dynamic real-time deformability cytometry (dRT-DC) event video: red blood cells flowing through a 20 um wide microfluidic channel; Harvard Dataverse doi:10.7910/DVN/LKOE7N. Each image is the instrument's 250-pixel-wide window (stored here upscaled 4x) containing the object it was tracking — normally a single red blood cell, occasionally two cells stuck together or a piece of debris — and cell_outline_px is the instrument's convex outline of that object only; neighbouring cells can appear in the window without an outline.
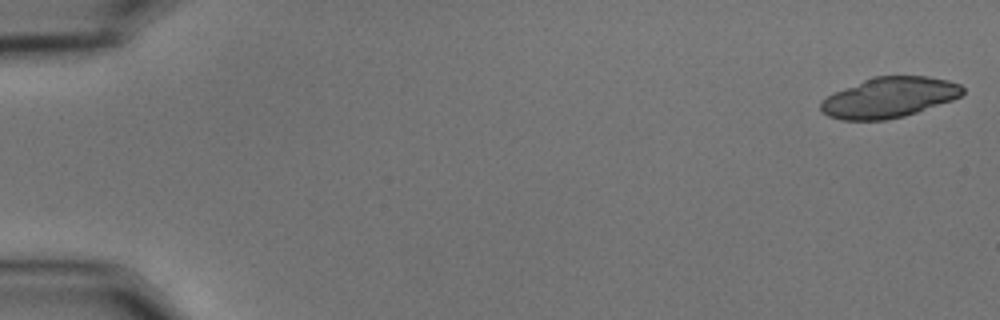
{"species": "common noctule bat (a hibernating species)", "species_latin": "Nyctalus noctula", "temperature_condition": "cold", "stored_images_in_passage": 29, "camera_frame_rate_fps": 3000, "um_per_image_px": 0.085, "animal": {"sex": "male", "body_mass_g": 15.6}, "frame": {"image": 1, "passage_image": 1, "time_ms": 0.0, "image_size_px": [1000, 320], "cell_outline_px": [[964, 92], [960, 96], [952, 100], [904, 116], [884, 120], [844, 120], [828, 116], [820, 108], [820, 100], [844, 88], [872, 76], [928, 76], [948, 80], [960, 84], [964, 88]], "centroid_in_image_um": [75.59, 8.28], "position_along_channel_um": 9.4, "area_um2": 33.18}}